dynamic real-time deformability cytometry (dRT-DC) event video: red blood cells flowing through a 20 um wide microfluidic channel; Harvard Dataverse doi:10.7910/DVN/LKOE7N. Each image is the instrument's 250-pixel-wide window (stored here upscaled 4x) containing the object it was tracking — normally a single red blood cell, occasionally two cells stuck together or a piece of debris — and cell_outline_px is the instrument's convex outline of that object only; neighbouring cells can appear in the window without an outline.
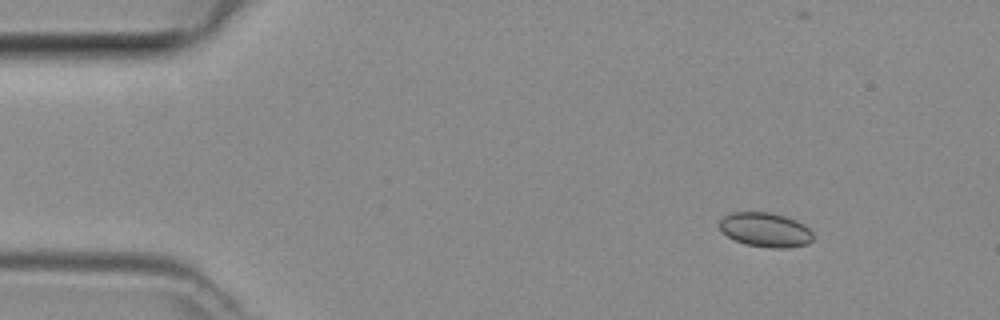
{"species": "common noctule bat (a hibernating species)", "species_latin": "Nyctalus noctula", "temperature_condition": "room temperature", "stored_images_in_passage": 42, "camera_frame_rate_fps": 3000, "um_per_image_px": 0.085, "animal": {"sex": "female", "body_mass_g": 29.2, "forearm_length_mm": 56.3}, "frame": {"image": 1, "passage_image": 1, "time_ms": 0.0, "image_size_px": [1000, 320], "cell_outline_px": [[812, 240], [808, 244], [788, 248], [768, 248], [744, 244], [728, 236], [720, 228], [720, 220], [724, 216], [732, 212], [768, 212], [784, 216], [796, 220], [804, 224], [812, 232]], "centroid_in_image_um": [65.08, 19.54], "position_along_channel_um": 19.9, "area_um2": 18.73}}
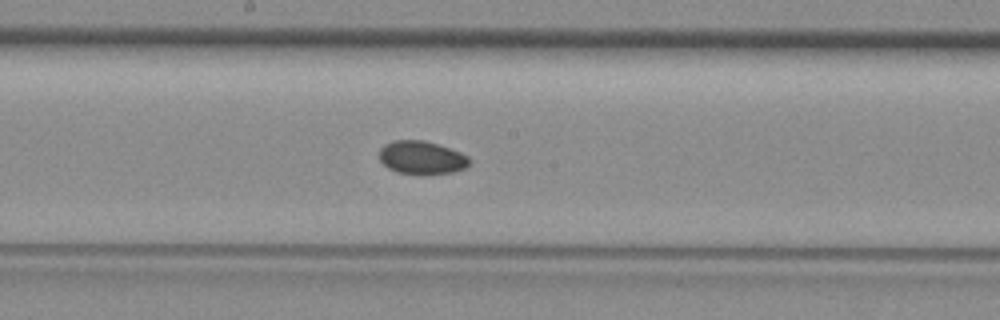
{"frame": {"image": 2, "passage_image": 20, "time_ms": 6.333, "image_size_px": [1000, 320], "cell_outline_px": [[468, 164], [464, 168], [452, 172], [424, 176], [420, 176], [396, 172], [388, 168], [380, 160], [380, 148], [384, 144], [392, 140], [424, 140], [460, 152], [468, 156]], "centroid_in_image_um": [35.8, 13.42], "position_along_channel_um": 212.4, "area_um2": 17.63}}
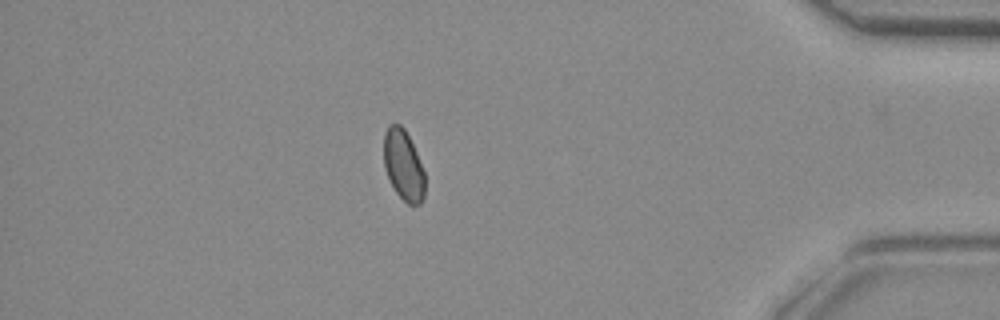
{"frame": {"image": 3, "passage_image": 36, "time_ms": 11.667, "image_size_px": [1000, 320], "cell_outline_px": [[424, 196], [420, 204], [408, 204], [396, 192], [384, 168], [384, 132], [388, 124], [400, 124], [404, 128], [416, 152], [424, 172]], "centroid_in_image_um": [34.27, 14.02], "position_along_channel_um": 400.9, "area_um2": 16.65}}